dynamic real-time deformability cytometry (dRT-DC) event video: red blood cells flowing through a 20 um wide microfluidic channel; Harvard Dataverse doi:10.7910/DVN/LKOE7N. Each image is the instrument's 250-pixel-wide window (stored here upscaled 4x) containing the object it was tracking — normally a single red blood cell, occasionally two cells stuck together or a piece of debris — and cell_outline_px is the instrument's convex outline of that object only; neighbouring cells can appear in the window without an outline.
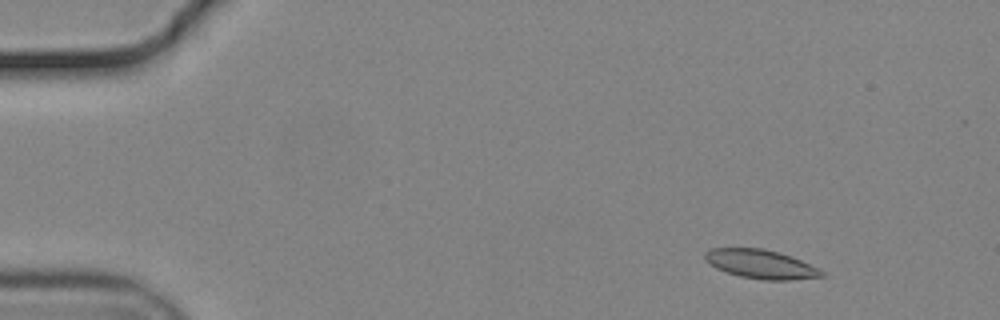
{"species": "common noctule bat (a hibernating species)", "species_latin": "Nyctalus noctula", "temperature_condition": "cold", "stored_images_in_passage": 50, "camera_frame_rate_fps": 3000, "um_per_image_px": 0.085, "animal": {"sex": "male", "body_mass_g": 19.2, "forearm_length_mm": 51.8}, "frame": {"image": 1, "passage_image": 1, "time_ms": 0.0, "image_size_px": [1000, 320], "cell_outline_px": [[824, 276], [792, 280], [764, 280], [740, 276], [716, 268], [704, 260], [704, 252], [712, 248], [764, 248], [780, 252], [792, 256], [820, 268], [824, 272]], "centroid_in_image_um": [64.69, 22.44], "position_along_channel_um": 20.3, "area_um2": 19.83}}
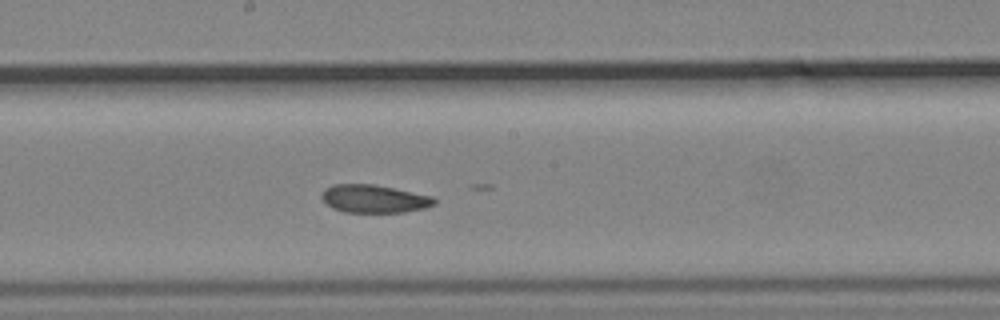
{"frame": {"image": 2, "passage_image": 25, "time_ms": 8.0, "image_size_px": [1000, 320], "cell_outline_px": [[436, 204], [424, 208], [404, 212], [344, 212], [332, 208], [320, 196], [324, 188], [332, 184], [376, 184], [432, 196], [436, 200]], "centroid_in_image_um": [31.78, 16.89], "position_along_channel_um": 216.4, "area_um2": 18.44}}
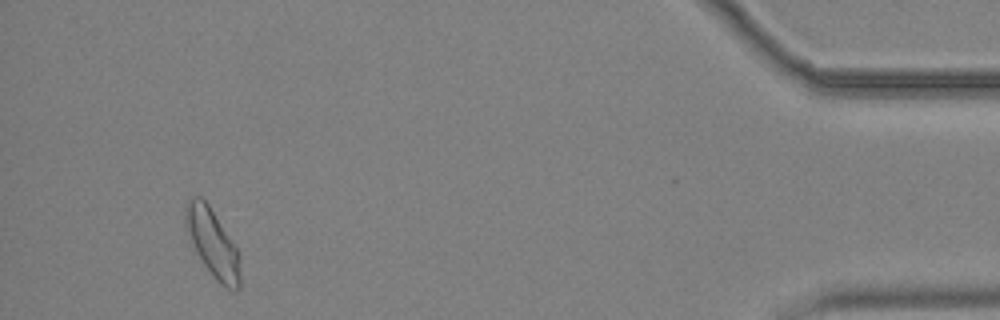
{"frame": {"image": 3, "passage_image": 47, "time_ms": 15.333, "image_size_px": [1000, 320], "cell_outline_px": [[240, 288], [228, 288], [220, 284], [216, 280], [204, 264], [196, 252], [192, 244], [184, 224], [184, 208], [188, 200], [192, 196], [200, 196], [208, 204], [236, 248], [240, 256]], "centroid_in_image_um": [18.04, 20.64], "position_along_channel_um": 417.2, "area_um2": 21.33}, "authors_computed_cell_mechanics": {"area_um2": 19.6231, "velocity_mm_per_s": 3.7002, "shape_relaxation_time_tau1_ms": null, "shape_relaxation_time_tau2_ms": 6.1575, "deformation_change_tau1": null, "deformation_change_tau2": 0.1024}}